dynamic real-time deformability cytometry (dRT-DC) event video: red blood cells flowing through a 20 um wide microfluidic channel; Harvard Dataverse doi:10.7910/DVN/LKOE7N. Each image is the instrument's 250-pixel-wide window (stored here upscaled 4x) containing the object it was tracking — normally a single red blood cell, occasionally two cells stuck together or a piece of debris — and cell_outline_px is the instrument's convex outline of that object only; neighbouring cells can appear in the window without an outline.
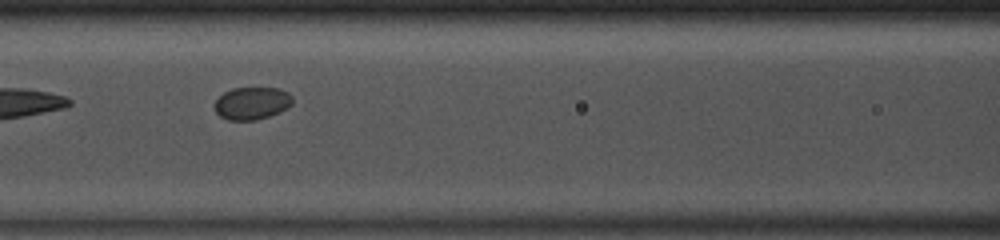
{"species": "common noctule bat (a hibernating species)", "species_latin": "Nyctalus noctula", "temperature_condition": "room temperature", "stored_images_in_passage": 34, "camera_frame_rate_fps": 3000, "um_per_image_px": 0.085, "animal": {"sex": "male", "body_mass_g": 13.0, "forearm_length_mm": 53.1}, "frame": {"image": 1, "passage_image": 10, "time_ms": 3.0, "image_size_px": [1000, 240], "cell_outline_px": [[292, 104], [288, 108], [280, 112], [256, 120], [228, 120], [220, 116], [216, 112], [212, 104], [224, 92], [232, 88], [280, 88], [288, 92], [292, 96]], "centroid_in_image_um": [21.41, 8.77], "position_along_channel_um": 145.2, "area_um2": 14.91}}
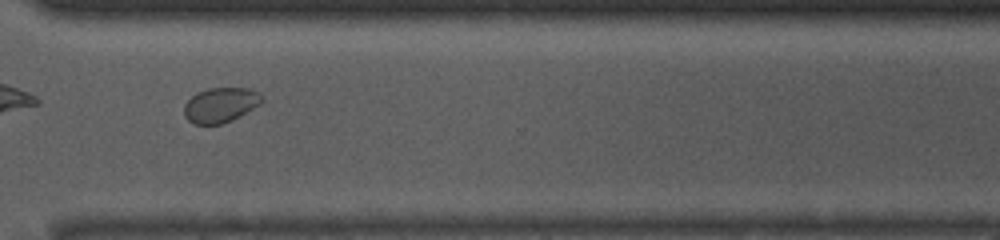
{"frame": {"image": 2, "passage_image": 25, "time_ms": 8.0, "image_size_px": [1000, 240], "cell_outline_px": [[264, 100], [260, 104], [232, 120], [220, 124], [192, 124], [184, 116], [184, 104], [196, 92], [208, 88], [248, 88], [260, 92]], "centroid_in_image_um": [18.74, 8.91], "position_along_channel_um": 351.9, "area_um2": 15.9}, "authors_computed_cell_mechanics": {"area_um2": 15.1725, "velocity_mm_per_s": 4.1408, "shape_relaxation_time_tau1_ms": null, "shape_relaxation_time_tau2_ms": 3.4115, "deformation_change_tau1": null, "deformation_change_tau2": 0.0366}}